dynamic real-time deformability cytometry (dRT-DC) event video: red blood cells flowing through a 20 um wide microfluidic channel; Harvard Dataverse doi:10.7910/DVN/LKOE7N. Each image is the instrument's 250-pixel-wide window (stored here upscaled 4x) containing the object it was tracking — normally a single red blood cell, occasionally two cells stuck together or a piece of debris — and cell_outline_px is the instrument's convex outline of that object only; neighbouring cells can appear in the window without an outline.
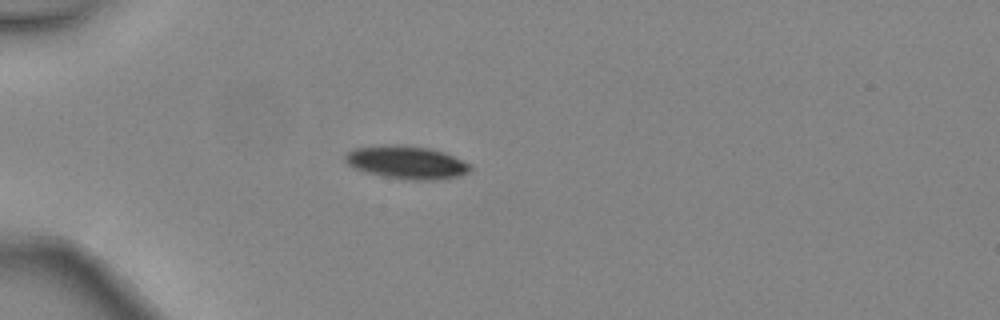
{"species": "common noctule bat (a hibernating species)", "species_latin": "Nyctalus noctula", "temperature_condition": "warm", "stored_images_in_passage": 4, "camera_frame_rate_fps": 3000, "um_per_image_px": 0.085, "animal": {"sex": "female", "body_mass_g": 24.6, "forearm_length_mm": 56.2}, "frame": {"image": 1, "passage_image": 4, "time_ms": 1.0, "image_size_px": [1000, 320], "cell_outline_px": [[472, 168], [468, 172], [460, 176], [440, 180], [404, 180], [384, 176], [352, 168], [344, 160], [344, 152], [352, 148], [388, 144], [396, 144], [432, 148], [444, 152], [472, 164]], "centroid_in_image_um": [34.55, 13.8], "position_along_channel_um": 50.4, "area_um2": 24.57}}